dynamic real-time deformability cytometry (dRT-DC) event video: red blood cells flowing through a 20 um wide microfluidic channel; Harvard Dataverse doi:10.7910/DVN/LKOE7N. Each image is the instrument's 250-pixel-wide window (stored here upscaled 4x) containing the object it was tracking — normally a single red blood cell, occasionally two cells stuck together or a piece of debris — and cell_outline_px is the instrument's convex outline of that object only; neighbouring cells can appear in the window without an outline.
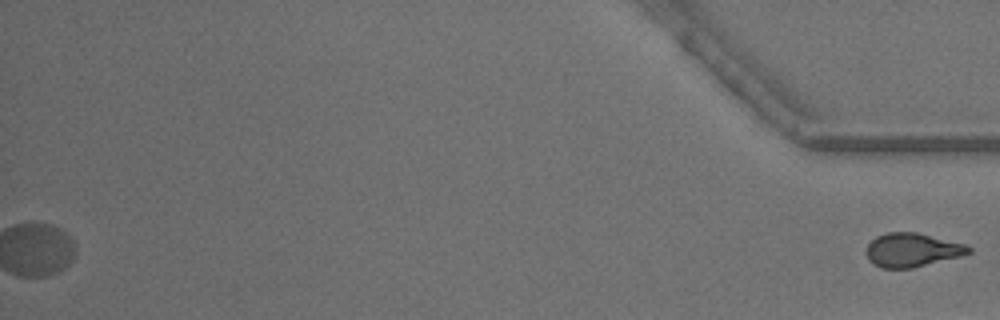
{"species": "common noctule bat (a hibernating species)", "species_latin": "Nyctalus noctula", "temperature_condition": "warm", "stored_images_in_passage": 46, "segment_of_instrument_passage": [2, 2], "camera_frame_rate_fps": 3000, "um_per_image_px": 0.085, "animal": {"sex": "male", "body_mass_g": 13.3}, "frame": {"image": 1, "passage_image": 46, "time_ms": 15.0, "image_size_px": [1000, 320], "cell_outline_px": [[972, 252], [960, 256], [912, 268], [880, 268], [868, 260], [868, 244], [876, 236], [888, 232], [916, 232], [964, 244], [972, 248]], "centroid_in_image_um": [77.53, 21.25], "position_along_channel_um": 357.7, "area_um2": 19.88}}